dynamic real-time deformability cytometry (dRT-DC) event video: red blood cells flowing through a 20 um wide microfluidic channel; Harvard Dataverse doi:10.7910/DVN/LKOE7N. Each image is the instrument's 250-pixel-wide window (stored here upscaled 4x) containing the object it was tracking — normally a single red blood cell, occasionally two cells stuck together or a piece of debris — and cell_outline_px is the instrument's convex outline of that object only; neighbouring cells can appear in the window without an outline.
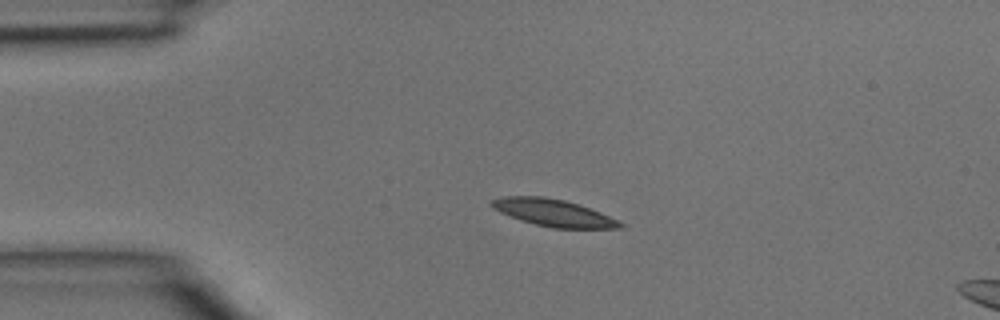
{"species": "common noctule bat (a hibernating species)", "species_latin": "Nyctalus noctula", "temperature_condition": "room temperature", "stored_images_in_passage": 4, "segment_of_instrument_passage": [1, 2], "camera_frame_rate_fps": 3000, "um_per_image_px": 0.085, "animal": {"sex": "male", "body_mass_g": 15.6}, "frame": {"image": 1, "passage_image": 2, "time_ms": 0.333, "image_size_px": [1000, 320], "cell_outline_px": [[624, 228], [552, 228], [536, 224], [500, 212], [492, 208], [488, 204], [488, 200], [504, 196], [544, 196], [564, 200], [600, 212], [624, 224]], "centroid_in_image_um": [46.99, 18.07], "position_along_channel_um": 38.0, "area_um2": 20.0}}